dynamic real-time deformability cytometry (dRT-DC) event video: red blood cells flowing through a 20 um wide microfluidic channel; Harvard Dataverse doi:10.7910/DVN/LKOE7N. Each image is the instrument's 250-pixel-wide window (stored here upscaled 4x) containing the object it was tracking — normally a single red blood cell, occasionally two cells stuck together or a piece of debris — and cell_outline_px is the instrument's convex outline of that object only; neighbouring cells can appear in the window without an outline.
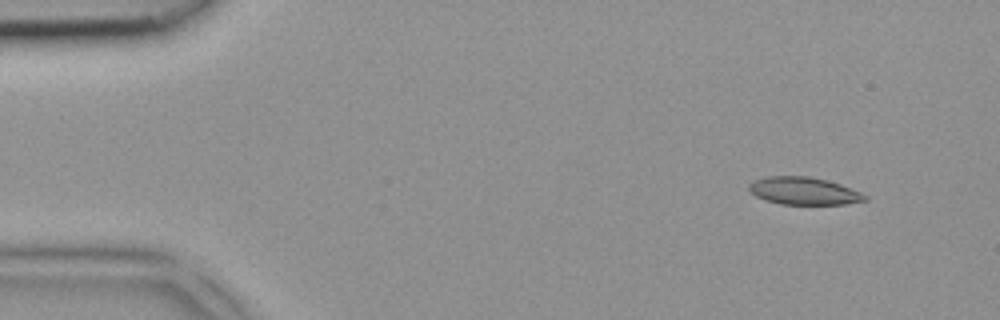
{"species": "common noctule bat (a hibernating species)", "species_latin": "Nyctalus noctula", "temperature_condition": "room temperature", "stored_images_in_passage": 5, "camera_frame_rate_fps": 3000, "um_per_image_px": 0.085, "animal": {"sex": "female", "body_mass_g": 18.4}, "frame": {"image": 1, "passage_image": 1, "time_ms": 0.0, "image_size_px": [1000, 320], "cell_outline_px": [[868, 200], [844, 204], [780, 204], [764, 200], [756, 196], [748, 188], [748, 184], [756, 180], [768, 176], [808, 176], [828, 180], [840, 184], [860, 192], [868, 196]], "centroid_in_image_um": [68.33, 16.23], "position_along_channel_um": 16.7, "area_um2": 18.55}}
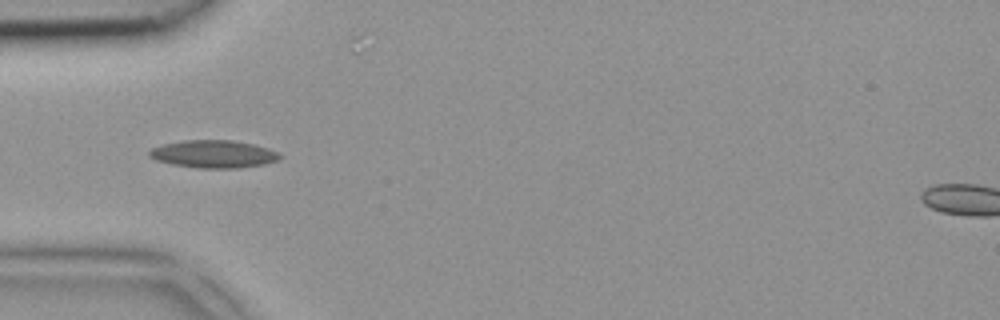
{"frame": {"image": 2, "passage_image": 4, "time_ms": 1.0, "image_size_px": [1000, 320], "cell_outline_px": [[284, 156], [276, 160], [264, 164], [236, 168], [200, 168], [172, 164], [156, 160], [148, 156], [148, 152], [152, 148], [164, 144], [184, 140], [232, 140], [252, 144], [268, 148], [280, 152]], "centroid_in_image_um": [18.17, 13.09], "position_along_channel_um": 66.8, "area_um2": 20.98}}